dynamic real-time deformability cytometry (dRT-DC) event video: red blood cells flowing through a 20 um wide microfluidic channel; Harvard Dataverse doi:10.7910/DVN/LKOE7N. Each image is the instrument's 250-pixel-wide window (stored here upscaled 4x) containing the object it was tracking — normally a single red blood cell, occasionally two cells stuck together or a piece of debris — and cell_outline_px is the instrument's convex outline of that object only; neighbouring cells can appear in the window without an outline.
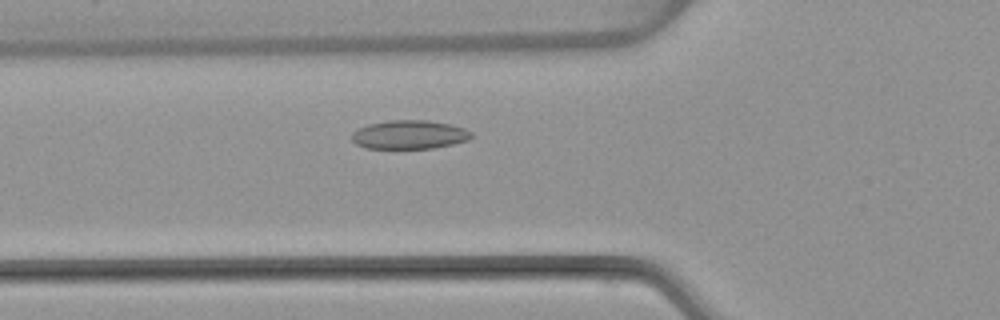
{"species": "common noctule bat (a hibernating species)", "species_latin": "Nyctalus noctula", "temperature_condition": "warm", "stored_images_in_passage": 39, "camera_frame_rate_fps": 3000, "um_per_image_px": 0.085, "animal": {"sex": "female", "body_mass_g": 22.7, "forearm_length_mm": 54.2}, "frame": {"image": 1, "passage_image": 5, "time_ms": 1.333, "image_size_px": [1000, 320], "cell_outline_px": [[472, 136], [468, 140], [452, 144], [432, 148], [364, 148], [356, 144], [352, 140], [352, 132], [368, 124], [388, 120], [428, 120], [448, 124], [464, 128], [472, 132]], "centroid_in_image_um": [34.78, 11.44], "position_along_channel_um": 91.0, "area_um2": 19.94}}
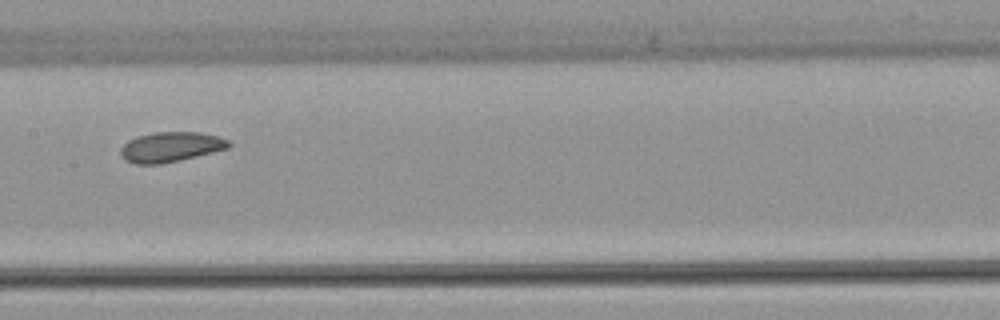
{"frame": {"image": 2, "passage_image": 13, "time_ms": 4.0, "image_size_px": [1000, 320], "cell_outline_px": [[232, 144], [228, 148], [180, 160], [160, 164], [136, 164], [124, 160], [120, 156], [120, 148], [128, 140], [136, 136], [156, 132], [200, 132], [216, 136], [228, 140]], "centroid_in_image_um": [14.47, 12.49], "position_along_channel_um": 192.9, "area_um2": 18.9}}
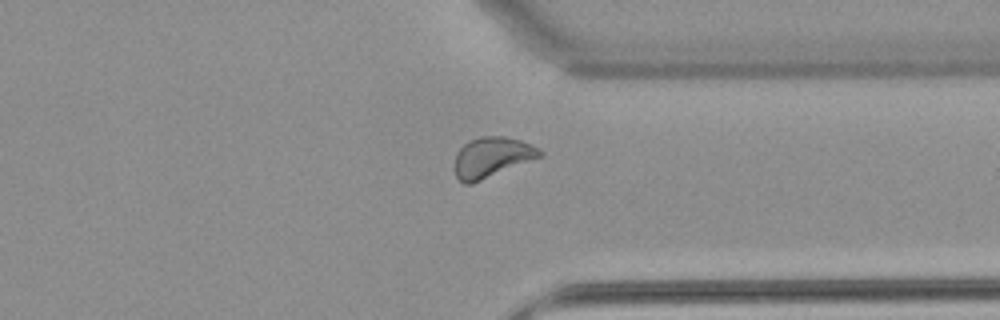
{"frame": {"image": 3, "passage_image": 27, "time_ms": 8.667, "image_size_px": [1000, 320], "cell_outline_px": [[544, 152], [540, 156], [472, 184], [464, 184], [456, 176], [456, 152], [468, 140], [480, 136], [504, 136], [520, 140], [540, 148]], "centroid_in_image_um": [41.79, 13.35], "position_along_channel_um": 369.6, "area_um2": 19.71}, "authors_computed_cell_mechanics": {"area_um2": 19.1896, "velocity_mm_per_s": 3.8058, "shape_relaxation_time_tau1_ms": 6.8371, "shape_relaxation_time_tau2_ms": 7.3667, "deformation_change_tau1": 0.0983, "deformation_change_tau2": 0.1208}}